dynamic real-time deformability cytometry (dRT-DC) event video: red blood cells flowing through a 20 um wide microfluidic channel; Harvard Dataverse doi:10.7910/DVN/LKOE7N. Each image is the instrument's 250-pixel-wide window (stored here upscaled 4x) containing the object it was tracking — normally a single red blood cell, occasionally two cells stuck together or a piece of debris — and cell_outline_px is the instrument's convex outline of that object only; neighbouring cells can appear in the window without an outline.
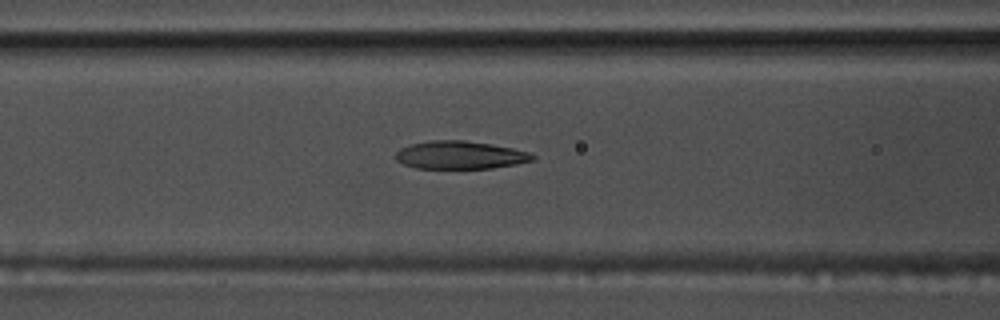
{"species": "common noctule bat (a hibernating species)", "species_latin": "Nyctalus noctula", "temperature_condition": "warm", "stored_images_in_passage": 49, "segment_of_instrument_passage": [1, 2], "camera_frame_rate_fps": 3000, "um_per_image_px": 0.085, "animal": {"sex": "male", "body_mass_g": 17.5, "forearm_length_mm": 52.3}, "frame": {"image": 1, "passage_image": 15, "time_ms": 4.667, "image_size_px": [1000, 320], "cell_outline_px": [[536, 160], [516, 164], [492, 168], [416, 168], [404, 164], [396, 160], [396, 152], [400, 148], [412, 144], [432, 140], [464, 140], [512, 148], [528, 152], [536, 156]], "centroid_in_image_um": [39.12, 13.18], "position_along_channel_um": 127.5, "area_um2": 22.14}}
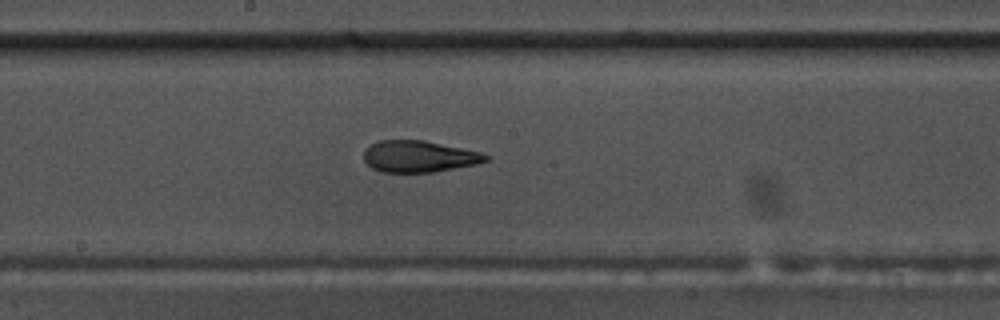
{"frame": {"image": 2, "passage_image": 22, "time_ms": 7.0, "image_size_px": [1000, 320], "cell_outline_px": [[488, 160], [476, 164], [432, 172], [380, 172], [372, 168], [364, 160], [364, 148], [380, 140], [424, 140], [480, 152], [488, 156]], "centroid_in_image_um": [35.57, 13.29], "position_along_channel_um": 212.6, "area_um2": 22.25}}
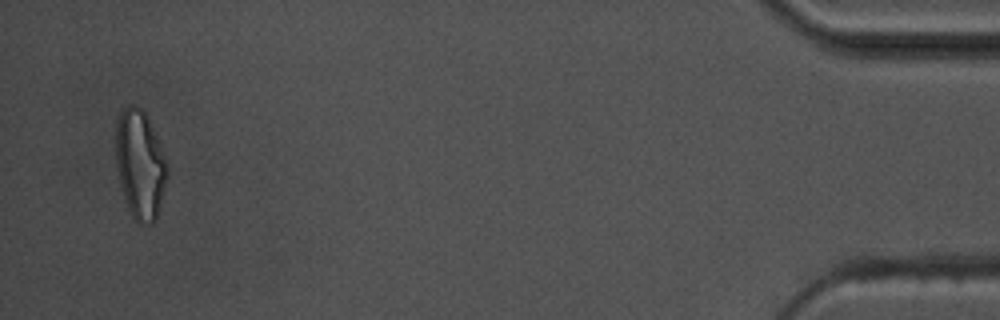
{"frame": {"image": 3, "passage_image": 46, "time_ms": 15.0, "image_size_px": [1000, 320], "cell_outline_px": [[168, 176], [156, 220], [152, 224], [140, 224], [132, 216], [128, 208], [120, 184], [116, 168], [116, 124], [120, 112], [128, 104], [136, 104], [144, 112], [148, 120], [168, 164]], "centroid_in_image_um": [11.9, 14.0], "position_along_channel_um": 423.3, "area_um2": 32.48}}